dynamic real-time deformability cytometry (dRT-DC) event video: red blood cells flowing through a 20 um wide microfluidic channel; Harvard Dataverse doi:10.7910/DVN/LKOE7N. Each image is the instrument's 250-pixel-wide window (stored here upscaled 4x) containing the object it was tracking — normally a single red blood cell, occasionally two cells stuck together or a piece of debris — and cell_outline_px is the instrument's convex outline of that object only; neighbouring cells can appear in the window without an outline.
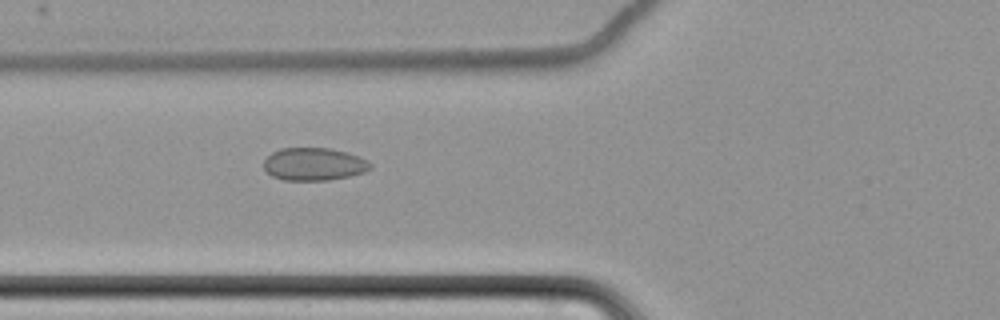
{"species": "common noctule bat (a hibernating species)", "species_latin": "Nyctalus noctula", "temperature_condition": "cold", "stored_images_in_passage": 7, "camera_frame_rate_fps": 3000, "um_per_image_px": 0.085, "animal": {"sex": "female", "body_mass_g": 22.7, "forearm_length_mm": 54.2}, "frame": {"image": 1, "passage_image": 7, "time_ms": 8.333, "image_size_px": [1000, 320], "cell_outline_px": [[372, 168], [364, 172], [348, 176], [328, 180], [284, 180], [272, 176], [264, 168], [264, 160], [272, 152], [280, 148], [332, 148], [368, 160], [372, 164]], "centroid_in_image_um": [26.68, 13.95], "position_along_channel_um": 99.1, "area_um2": 20.23}}